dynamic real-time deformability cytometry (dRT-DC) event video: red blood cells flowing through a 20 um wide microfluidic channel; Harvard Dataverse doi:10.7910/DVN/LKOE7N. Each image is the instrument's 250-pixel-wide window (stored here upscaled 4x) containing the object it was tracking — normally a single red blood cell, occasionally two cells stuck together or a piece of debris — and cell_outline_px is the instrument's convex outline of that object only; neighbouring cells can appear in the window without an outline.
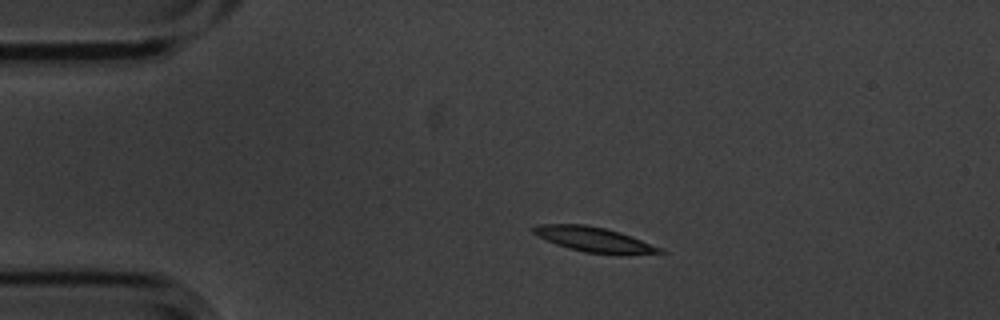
{"species": "common noctule bat (a hibernating species)", "species_latin": "Nyctalus noctula", "temperature_condition": "cold", "stored_images_in_passage": 3, "camera_frame_rate_fps": 3000, "um_per_image_px": 0.085, "animal": {"sex": "male", "body_mass_g": 20.1, "forearm_length_mm": 53.5}, "frame": {"image": 1, "passage_image": 2, "time_ms": 0.333, "image_size_px": [1000, 320], "cell_outline_px": [[668, 252], [584, 252], [568, 248], [556, 244], [532, 232], [532, 228], [540, 224], [584, 224], [604, 228], [620, 232], [660, 248]], "centroid_in_image_um": [50.35, 20.3], "position_along_channel_um": 34.7, "area_um2": 17.11}}